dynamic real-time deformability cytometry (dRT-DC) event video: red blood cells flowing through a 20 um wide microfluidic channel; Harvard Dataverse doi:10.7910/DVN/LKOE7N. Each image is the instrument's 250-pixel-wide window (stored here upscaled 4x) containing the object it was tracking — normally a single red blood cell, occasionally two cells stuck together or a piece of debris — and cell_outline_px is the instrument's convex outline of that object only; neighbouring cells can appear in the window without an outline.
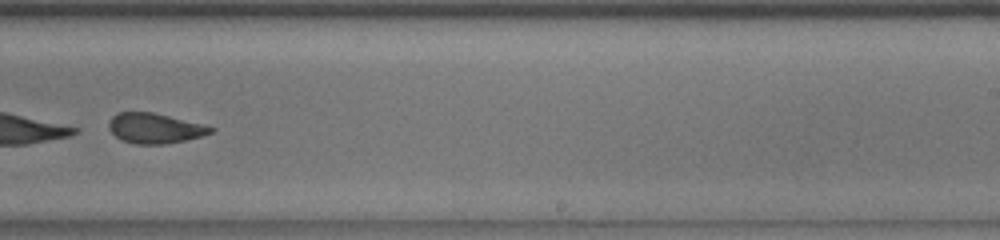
{"species": "common noctule bat (a hibernating species)", "species_latin": "Nyctalus noctula", "temperature_condition": "room temperature", "stored_images_in_passage": 36, "camera_frame_rate_fps": 3000, "um_per_image_px": 0.085, "animal": {"sex": "male", "body_mass_g": 13.0, "forearm_length_mm": 53.1}, "frame": {"image": 1, "passage_image": 21, "time_ms": 6.667, "image_size_px": [1000, 240], "cell_outline_px": [[216, 128], [212, 132], [200, 136], [184, 140], [164, 144], [136, 144], [120, 140], [108, 128], [108, 124], [112, 116], [116, 112], [152, 112], [204, 124]], "centroid_in_image_um": [13.13, 10.89], "position_along_channel_um": 275.9, "area_um2": 17.86}, "authors_computed_cell_mechanics": {"area_um2": 19.5942, "velocity_mm_per_s": 4.0021, "shape_relaxation_time_tau1_ms": 2.8087, "shape_relaxation_time_tau2_ms": 0.915, "deformation_change_tau1": 0.096, "deformation_change_tau2": 0.0799}}